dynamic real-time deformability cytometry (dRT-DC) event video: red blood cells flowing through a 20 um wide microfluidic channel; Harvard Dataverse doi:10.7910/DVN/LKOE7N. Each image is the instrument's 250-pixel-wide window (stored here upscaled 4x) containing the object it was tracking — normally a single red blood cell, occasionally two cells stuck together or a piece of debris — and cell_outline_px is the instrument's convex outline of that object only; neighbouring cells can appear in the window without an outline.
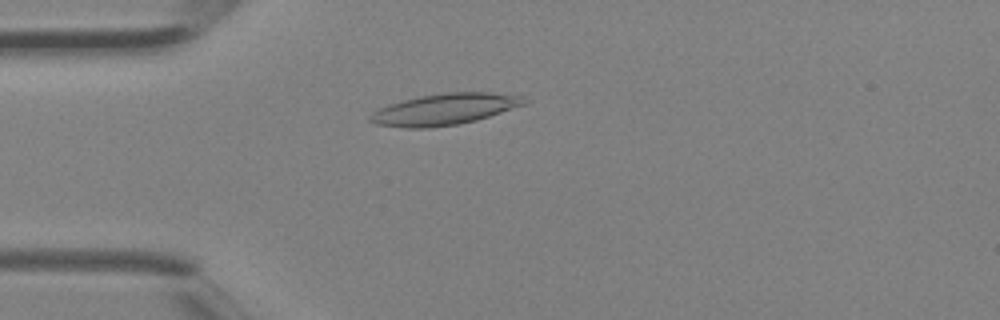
{"species": "Egyptian fruit bat (a non-hibernating species)", "species_latin": "Rousettus aegyptiacus", "temperature_condition": "room temperature", "stored_images_in_passage": 2, "camera_frame_rate_fps": 3000, "um_per_image_px": 0.085, "animal": {"sex": "female"}, "frame": {"image": 1, "passage_image": 2, "time_ms": 0.333, "image_size_px": [1000, 320], "cell_outline_px": [[528, 100], [524, 104], [476, 120], [456, 124], [428, 128], [408, 128], [376, 124], [368, 120], [368, 116], [372, 112], [388, 104], [420, 96], [444, 92], [492, 92], [520, 96]], "centroid_in_image_um": [37.74, 9.28], "position_along_channel_um": 47.3, "area_um2": 27.8}}